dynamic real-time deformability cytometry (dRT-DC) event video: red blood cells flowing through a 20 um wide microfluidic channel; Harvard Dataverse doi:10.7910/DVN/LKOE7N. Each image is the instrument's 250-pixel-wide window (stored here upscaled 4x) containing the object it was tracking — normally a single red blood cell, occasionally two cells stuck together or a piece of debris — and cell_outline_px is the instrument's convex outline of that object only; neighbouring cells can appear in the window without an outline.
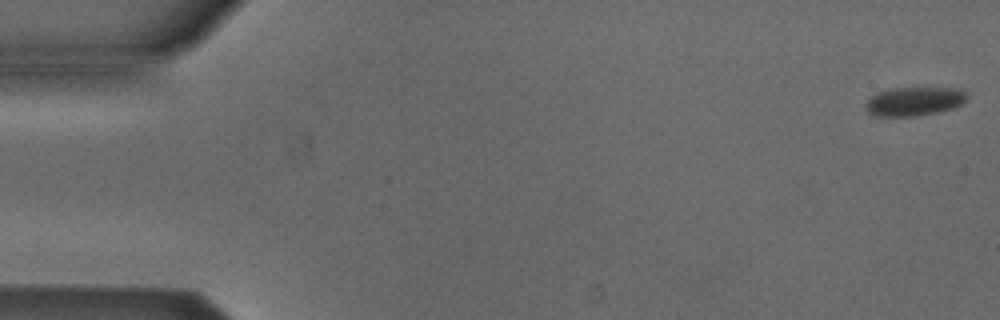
{"species": "Egyptian fruit bat (a non-hibernating species)", "species_latin": "Rousettus aegyptiacus", "temperature_condition": "cold", "stored_images_in_passage": 5, "camera_frame_rate_fps": 3000, "um_per_image_px": 0.085, "animal": {"sex": "male"}, "frame": {"image": 1, "passage_image": 1, "time_ms": 0.0, "image_size_px": [1000, 320], "cell_outline_px": [[968, 96], [960, 104], [952, 108], [940, 112], [916, 116], [872, 116], [868, 112], [864, 104], [876, 92], [892, 88], [956, 88], [964, 92]], "centroid_in_image_um": [77.66, 8.62], "position_along_channel_um": 7.3, "area_um2": 16.99}}
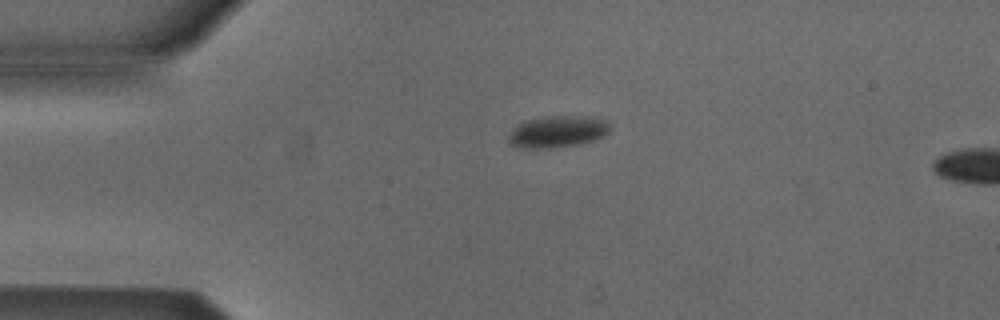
{"frame": {"image": 2, "passage_image": 4, "time_ms": 1.0, "image_size_px": [1000, 320], "cell_outline_px": [[608, 132], [604, 136], [596, 140], [580, 144], [548, 148], [524, 148], [512, 144], [508, 140], [508, 136], [512, 128], [524, 120], [548, 116], [592, 116], [608, 120]], "centroid_in_image_um": [47.41, 11.17], "position_along_channel_um": 37.6, "area_um2": 18.9}}